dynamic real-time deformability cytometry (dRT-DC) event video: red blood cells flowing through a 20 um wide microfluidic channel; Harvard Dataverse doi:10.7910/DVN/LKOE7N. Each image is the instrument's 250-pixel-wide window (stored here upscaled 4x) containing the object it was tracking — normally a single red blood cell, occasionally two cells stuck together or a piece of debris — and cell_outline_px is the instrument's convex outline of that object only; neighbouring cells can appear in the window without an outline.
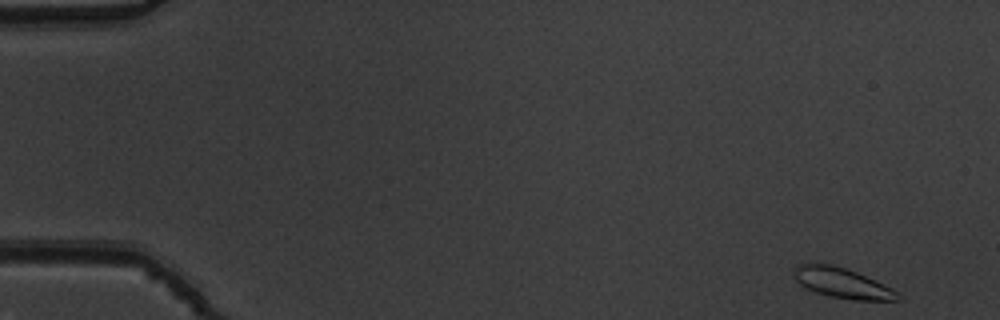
{"species": "common noctule bat (a hibernating species)", "species_latin": "Nyctalus noctula", "temperature_condition": "warm", "stored_images_in_passage": 52, "camera_frame_rate_fps": 3000, "um_per_image_px": 0.085, "animal": {"sex": "male", "body_mass_g": 19.5, "forearm_length_mm": 54.6}, "frame": {"image": 1, "passage_image": 1, "time_ms": 0.0, "image_size_px": [1000, 320], "cell_outline_px": [[904, 300], [856, 300], [828, 296], [816, 292], [800, 284], [796, 280], [792, 272], [796, 264], [832, 264], [856, 272], [892, 288], [900, 292], [904, 296]], "centroid_in_image_um": [71.64, 24.07], "position_along_channel_um": 13.4, "area_um2": 18.26}}
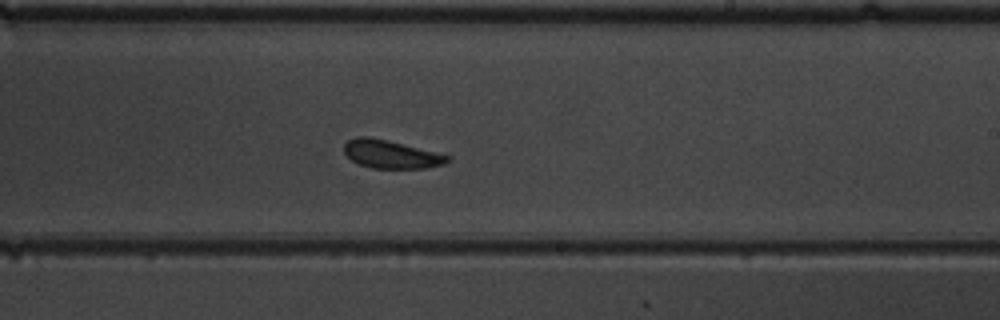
{"frame": {"image": 2, "passage_image": 31, "time_ms": 10.0, "image_size_px": [1000, 320], "cell_outline_px": [[452, 156], [444, 164], [424, 168], [372, 168], [360, 164], [352, 160], [344, 152], [344, 144], [348, 140], [356, 136], [368, 136], [388, 140]], "centroid_in_image_um": [33.22, 13.1], "position_along_channel_um": 255.8, "area_um2": 16.88}}
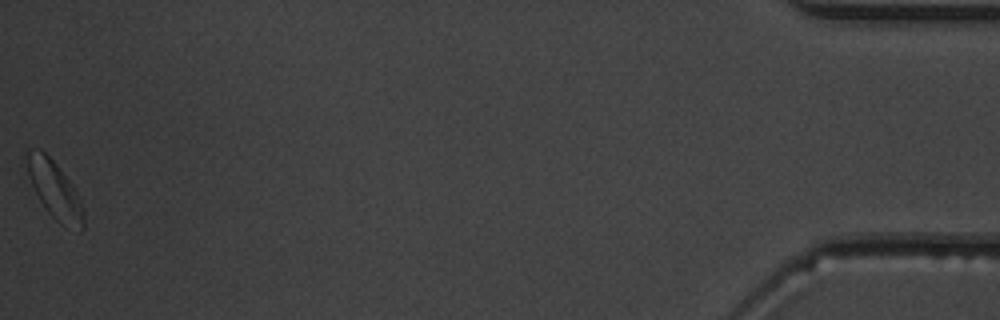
{"frame": {"image": 3, "passage_image": 52, "time_ms": 17.0, "image_size_px": [1000, 320], "cell_outline_px": [[84, 228], [80, 232], [64, 228], [44, 208], [28, 176], [24, 156], [28, 148], [40, 148], [56, 164], [72, 184], [84, 208]], "centroid_in_image_um": [4.65, 16.16], "position_along_channel_um": 430.6, "area_um2": 19.36}, "authors_computed_cell_mechanics": {"area_um2": 17.629, "velocity_mm_per_s": 3.7911, "shape_relaxation_time_tau1_ms": 2.5696, "shape_relaxation_time_tau2_ms": 2.0839, "deformation_change_tau1": 0.076, "deformation_change_tau2": 0.0737}}